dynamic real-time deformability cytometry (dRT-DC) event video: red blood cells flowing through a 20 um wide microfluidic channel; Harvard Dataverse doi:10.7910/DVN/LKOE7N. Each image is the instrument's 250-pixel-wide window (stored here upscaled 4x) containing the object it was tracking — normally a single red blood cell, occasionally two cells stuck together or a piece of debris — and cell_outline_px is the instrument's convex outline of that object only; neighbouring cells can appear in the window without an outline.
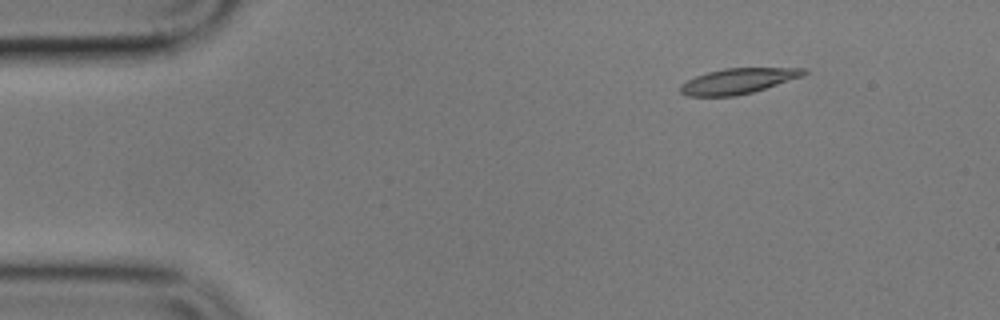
{"species": "common noctule bat (a hibernating species)", "species_latin": "Nyctalus noctula", "temperature_condition": "cold", "stored_images_in_passage": 11, "camera_frame_rate_fps": 3000, "um_per_image_px": 0.085, "animal": {"sex": "male", "body_mass_g": 17.9}, "frame": {"image": 1, "passage_image": 2, "time_ms": 2.0, "image_size_px": [1000, 320], "cell_outline_px": [[808, 72], [804, 76], [752, 92], [736, 96], [684, 96], [680, 92], [680, 84], [696, 76], [708, 72], [724, 68], [808, 68]], "centroid_in_image_um": [62.74, 6.89], "position_along_channel_um": 22.3, "area_um2": 18.32}}
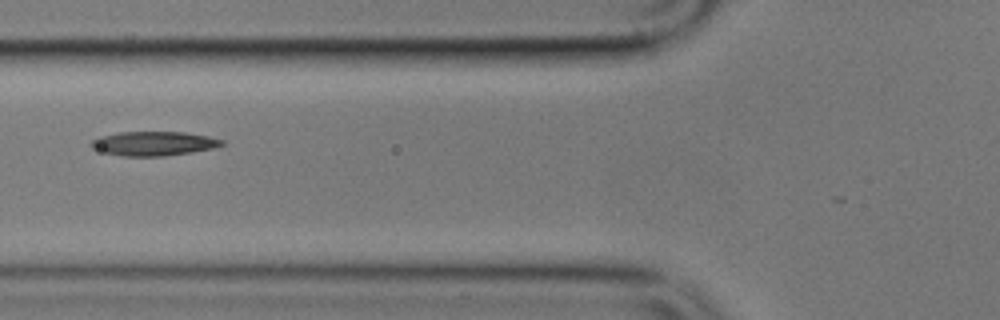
{"frame": {"image": 2, "passage_image": 6, "time_ms": 6.667, "image_size_px": [1000, 320], "cell_outline_px": [[224, 144], [212, 148], [192, 152], [164, 156], [124, 156], [104, 152], [92, 148], [88, 144], [92, 140], [100, 136], [120, 132], [184, 132], [208, 136], [224, 140]], "centroid_in_image_um": [13.05, 12.2], "position_along_channel_um": 112.8, "area_um2": 18.38}}
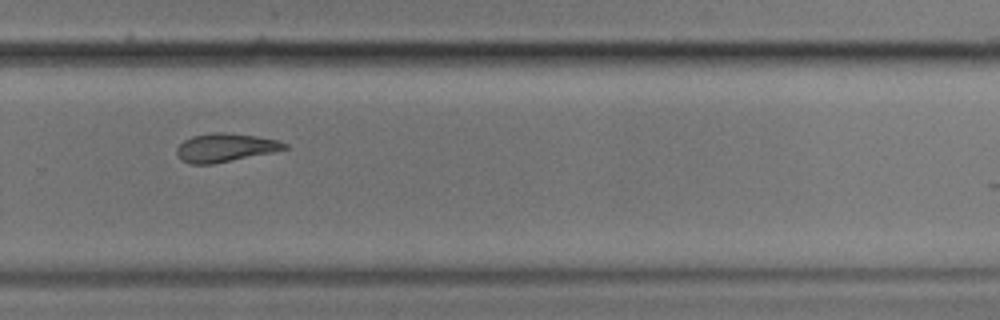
{"frame": {"image": 3, "passage_image": 11, "time_ms": 12.333, "image_size_px": [1000, 320], "cell_outline_px": [[288, 148], [272, 152], [212, 164], [188, 164], [180, 160], [176, 152], [176, 148], [184, 140], [192, 136], [212, 132], [224, 132], [256, 136], [276, 140], [288, 144]], "centroid_in_image_um": [19.09, 12.55], "position_along_channel_um": 310.7, "area_um2": 17.8}}